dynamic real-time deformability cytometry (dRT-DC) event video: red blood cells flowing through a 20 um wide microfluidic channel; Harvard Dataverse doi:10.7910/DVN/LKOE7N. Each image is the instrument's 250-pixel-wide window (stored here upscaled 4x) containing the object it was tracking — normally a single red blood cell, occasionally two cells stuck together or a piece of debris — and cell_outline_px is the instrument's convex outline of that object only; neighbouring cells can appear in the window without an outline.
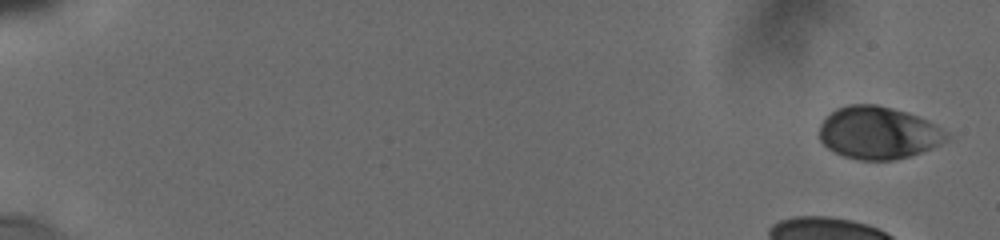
{"species": "human", "species_latin": "Homo sapiens", "temperature_condition": "cold", "stored_images_in_passage": 19, "camera_frame_rate_fps": 3000, "um_per_image_px": 0.085, "donor": {"sex": "male"}, "frame": {"image": 1, "passage_image": 1, "time_ms": 0.0, "image_size_px": [1000, 240], "cell_outline_px": [[948, 140], [932, 148], [908, 156], [892, 160], [860, 160], [844, 156], [828, 148], [820, 140], [820, 124], [824, 116], [836, 108], [848, 104], [876, 104], [908, 112], [928, 120], [948, 132]], "centroid_in_image_um": [74.65, 11.27], "position_along_channel_um": 10.4, "area_um2": 39.07}}